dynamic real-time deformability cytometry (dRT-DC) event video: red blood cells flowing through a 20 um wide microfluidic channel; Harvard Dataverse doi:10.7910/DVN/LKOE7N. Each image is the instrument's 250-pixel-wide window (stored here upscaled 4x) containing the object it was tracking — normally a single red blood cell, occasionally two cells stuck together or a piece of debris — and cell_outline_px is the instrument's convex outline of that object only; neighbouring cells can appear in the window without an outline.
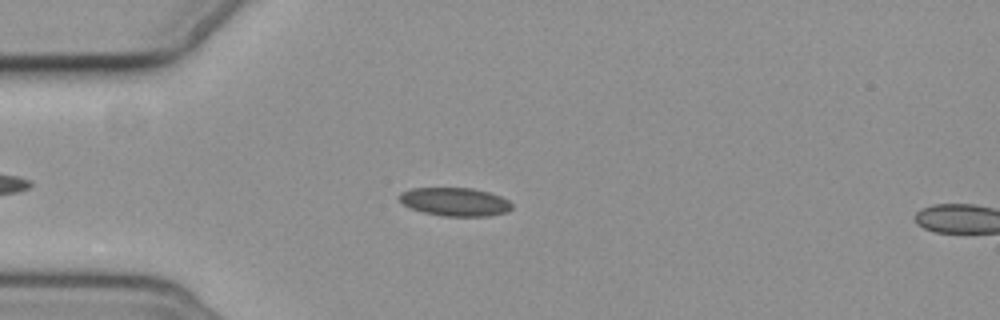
{"species": "common noctule bat (a hibernating species)", "species_latin": "Nyctalus noctula", "temperature_condition": "cold", "stored_images_in_passage": 5, "camera_frame_rate_fps": 3000, "um_per_image_px": 0.085, "animal": {"sex": "female", "body_mass_g": 19.3, "forearm_length_mm": 54.1}, "frame": {"image": 1, "passage_image": 4, "time_ms": 3.333, "image_size_px": [1000, 320], "cell_outline_px": [[512, 208], [508, 212], [488, 216], [440, 216], [424, 212], [412, 208], [404, 204], [400, 200], [400, 192], [412, 188], [472, 188], [488, 192], [500, 196], [508, 200], [512, 204]], "centroid_in_image_um": [38.7, 17.15], "position_along_channel_um": 46.3, "area_um2": 18.55}}